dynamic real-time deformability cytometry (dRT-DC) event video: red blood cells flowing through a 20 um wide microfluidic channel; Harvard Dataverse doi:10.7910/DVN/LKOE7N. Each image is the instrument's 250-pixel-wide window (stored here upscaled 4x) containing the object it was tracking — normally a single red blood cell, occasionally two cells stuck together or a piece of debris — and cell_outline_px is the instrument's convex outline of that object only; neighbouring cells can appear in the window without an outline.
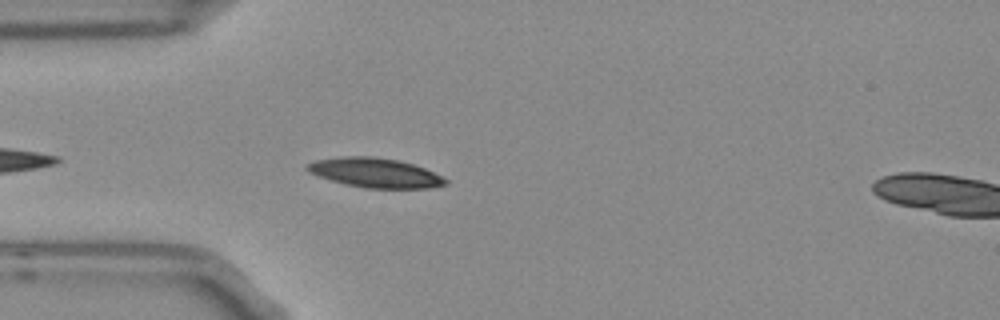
{"species": "Egyptian fruit bat (a non-hibernating species)", "species_latin": "Rousettus aegyptiacus", "temperature_condition": "room temperature", "stored_images_in_passage": 6, "camera_frame_rate_fps": 3000, "um_per_image_px": 0.085, "frame": {"image": 1, "passage_image": 5, "time_ms": 1.333, "image_size_px": [1000, 320], "cell_outline_px": [[448, 184], [432, 188], [364, 188], [344, 184], [308, 172], [304, 168], [308, 164], [316, 160], [344, 156], [372, 156], [396, 160], [412, 164], [424, 168], [448, 180]], "centroid_in_image_um": [31.88, 14.69], "position_along_channel_um": 53.1, "area_um2": 23.58}}